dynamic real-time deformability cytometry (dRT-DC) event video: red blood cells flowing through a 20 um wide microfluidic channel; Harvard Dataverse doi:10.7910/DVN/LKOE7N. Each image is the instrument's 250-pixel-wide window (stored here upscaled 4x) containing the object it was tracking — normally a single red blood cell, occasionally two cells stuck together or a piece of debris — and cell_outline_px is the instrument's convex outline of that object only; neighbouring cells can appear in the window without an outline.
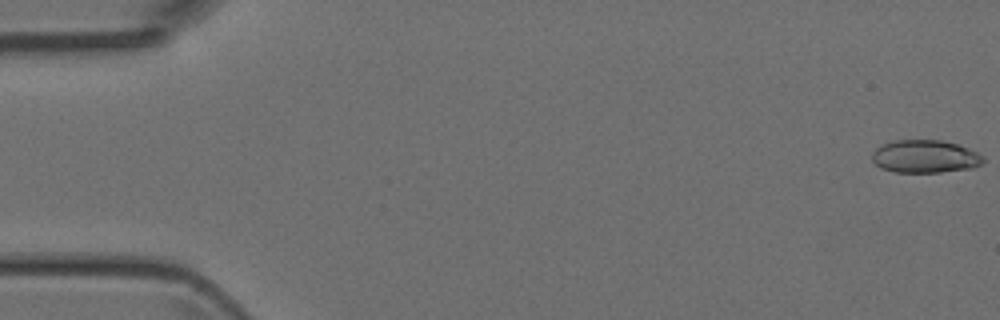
{"species": "Egyptian fruit bat (a non-hibernating species)", "species_latin": "Rousettus aegyptiacus", "temperature_condition": "room temperature", "stored_images_in_passage": 49, "camera_frame_rate_fps": 3000, "um_per_image_px": 0.085, "animal": {"sex": "female"}, "frame": {"image": 1, "passage_image": 1, "time_ms": 0.0, "image_size_px": [1000, 320], "cell_outline_px": [[984, 160], [980, 164], [972, 168], [940, 172], [896, 172], [880, 168], [872, 160], [872, 152], [876, 148], [884, 144], [896, 140], [940, 140], [956, 144], [968, 148], [984, 156]], "centroid_in_image_um": [78.62, 13.3], "position_along_channel_um": 6.4, "area_um2": 21.15}}
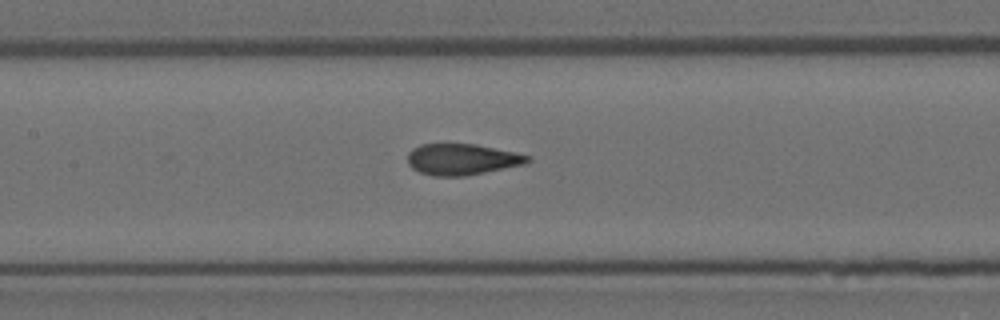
{"frame": {"image": 2, "passage_image": 23, "time_ms": 7.333, "image_size_px": [1000, 320], "cell_outline_px": [[532, 160], [524, 164], [464, 176], [432, 176], [420, 172], [412, 168], [408, 164], [408, 152], [412, 148], [420, 144], [476, 144], [516, 152], [532, 156]], "centroid_in_image_um": [39.27, 13.54], "position_along_channel_um": 168.1, "area_um2": 21.85}}
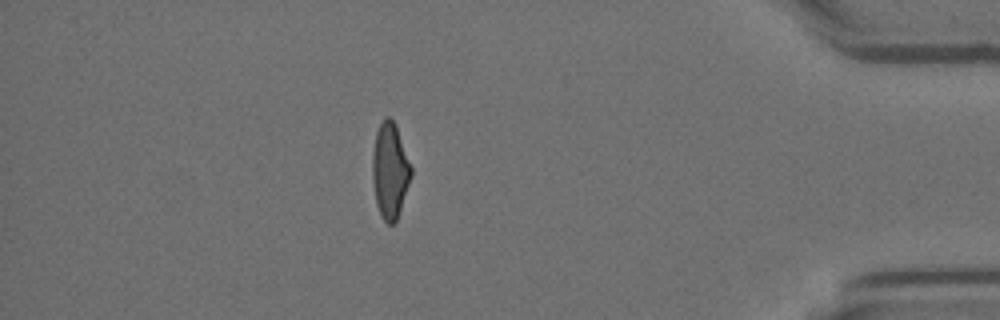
{"frame": {"image": 3, "passage_image": 43, "time_ms": 14.0, "image_size_px": [1000, 320], "cell_outline_px": [[412, 176], [396, 220], [392, 224], [388, 224], [380, 216], [376, 204], [372, 180], [372, 152], [376, 132], [384, 116], [388, 116], [396, 124], [412, 168]], "centroid_in_image_um": [33.14, 14.48], "position_along_channel_um": 402.1, "area_um2": 21.68}}